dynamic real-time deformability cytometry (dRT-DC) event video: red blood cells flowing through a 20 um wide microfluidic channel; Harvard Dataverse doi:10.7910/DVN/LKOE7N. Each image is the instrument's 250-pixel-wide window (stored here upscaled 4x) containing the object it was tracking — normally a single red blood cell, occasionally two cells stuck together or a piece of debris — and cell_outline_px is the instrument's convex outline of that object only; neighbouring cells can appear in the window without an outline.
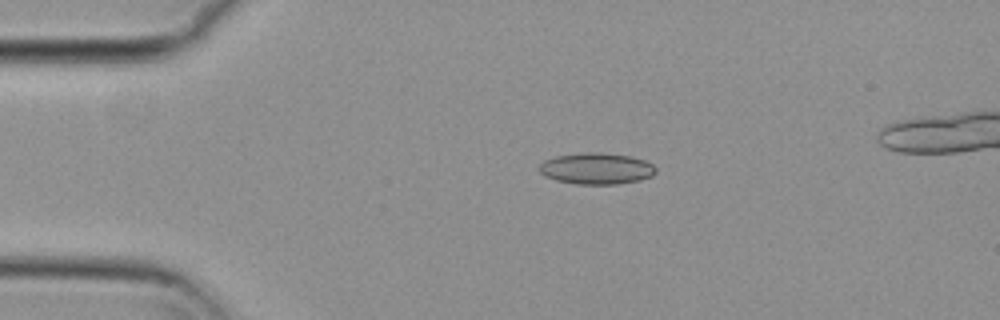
{"species": "common noctule bat (a hibernating species)", "species_latin": "Nyctalus noctula", "temperature_condition": "cold", "stored_images_in_passage": 18, "camera_frame_rate_fps": 3000, "um_per_image_px": 0.085, "animal": {"sex": "female", "body_mass_g": 29.2, "forearm_length_mm": 56.3}, "frame": {"image": 1, "passage_image": 12, "time_ms": 3.667, "image_size_px": [1000, 320], "cell_outline_px": [[656, 172], [652, 176], [640, 180], [616, 184], [576, 184], [556, 180], [544, 176], [540, 172], [540, 164], [544, 160], [556, 156], [584, 152], [600, 152], [628, 156], [644, 160], [652, 164], [656, 168]], "centroid_in_image_um": [50.69, 14.33], "position_along_channel_um": 34.3, "area_um2": 21.27}}